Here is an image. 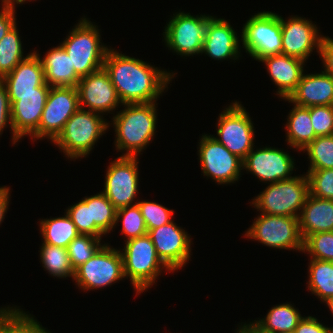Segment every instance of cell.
<instances>
[{
	"label": "cell",
	"mask_w": 333,
	"mask_h": 333,
	"mask_svg": "<svg viewBox=\"0 0 333 333\" xmlns=\"http://www.w3.org/2000/svg\"><path fill=\"white\" fill-rule=\"evenodd\" d=\"M144 218L147 230L155 229L172 221L174 211L151 201L137 202Z\"/></svg>",
	"instance_id": "ab89813d"
},
{
	"label": "cell",
	"mask_w": 333,
	"mask_h": 333,
	"mask_svg": "<svg viewBox=\"0 0 333 333\" xmlns=\"http://www.w3.org/2000/svg\"><path fill=\"white\" fill-rule=\"evenodd\" d=\"M27 1H30V0H27ZM26 0H2V7L4 8H10V9H14L15 10V7L14 6L15 4H23L25 2H27ZM32 1V0H31Z\"/></svg>",
	"instance_id": "7dc6e473"
},
{
	"label": "cell",
	"mask_w": 333,
	"mask_h": 333,
	"mask_svg": "<svg viewBox=\"0 0 333 333\" xmlns=\"http://www.w3.org/2000/svg\"><path fill=\"white\" fill-rule=\"evenodd\" d=\"M97 27L82 17L67 38L60 43L80 78L103 68L109 48L100 42L101 36Z\"/></svg>",
	"instance_id": "277c9868"
},
{
	"label": "cell",
	"mask_w": 333,
	"mask_h": 333,
	"mask_svg": "<svg viewBox=\"0 0 333 333\" xmlns=\"http://www.w3.org/2000/svg\"><path fill=\"white\" fill-rule=\"evenodd\" d=\"M39 225L42 242L52 246L67 248L68 244L80 234L67 213L63 217L42 219Z\"/></svg>",
	"instance_id": "83f0119b"
},
{
	"label": "cell",
	"mask_w": 333,
	"mask_h": 333,
	"mask_svg": "<svg viewBox=\"0 0 333 333\" xmlns=\"http://www.w3.org/2000/svg\"><path fill=\"white\" fill-rule=\"evenodd\" d=\"M245 236L275 249L303 251L299 219L296 217L260 213Z\"/></svg>",
	"instance_id": "ba28073f"
},
{
	"label": "cell",
	"mask_w": 333,
	"mask_h": 333,
	"mask_svg": "<svg viewBox=\"0 0 333 333\" xmlns=\"http://www.w3.org/2000/svg\"><path fill=\"white\" fill-rule=\"evenodd\" d=\"M14 9L1 7L0 10V41L16 24Z\"/></svg>",
	"instance_id": "f6af8a7d"
},
{
	"label": "cell",
	"mask_w": 333,
	"mask_h": 333,
	"mask_svg": "<svg viewBox=\"0 0 333 333\" xmlns=\"http://www.w3.org/2000/svg\"><path fill=\"white\" fill-rule=\"evenodd\" d=\"M40 259L43 267L51 276L74 279V269L71 266L67 248L42 243Z\"/></svg>",
	"instance_id": "4dcf8cb0"
},
{
	"label": "cell",
	"mask_w": 333,
	"mask_h": 333,
	"mask_svg": "<svg viewBox=\"0 0 333 333\" xmlns=\"http://www.w3.org/2000/svg\"><path fill=\"white\" fill-rule=\"evenodd\" d=\"M49 91L50 86L45 83L38 87V93L8 94L13 133L20 140L38 129Z\"/></svg>",
	"instance_id": "d6986e66"
},
{
	"label": "cell",
	"mask_w": 333,
	"mask_h": 333,
	"mask_svg": "<svg viewBox=\"0 0 333 333\" xmlns=\"http://www.w3.org/2000/svg\"><path fill=\"white\" fill-rule=\"evenodd\" d=\"M285 100L303 107L333 105V76L324 71L303 73L297 88Z\"/></svg>",
	"instance_id": "7402d4cb"
},
{
	"label": "cell",
	"mask_w": 333,
	"mask_h": 333,
	"mask_svg": "<svg viewBox=\"0 0 333 333\" xmlns=\"http://www.w3.org/2000/svg\"><path fill=\"white\" fill-rule=\"evenodd\" d=\"M217 127L218 137L214 138L242 160L255 146L253 122L239 102H232L219 114Z\"/></svg>",
	"instance_id": "9c48e42d"
},
{
	"label": "cell",
	"mask_w": 333,
	"mask_h": 333,
	"mask_svg": "<svg viewBox=\"0 0 333 333\" xmlns=\"http://www.w3.org/2000/svg\"><path fill=\"white\" fill-rule=\"evenodd\" d=\"M90 214L91 222H95L105 234L116 226V209L102 191L90 196Z\"/></svg>",
	"instance_id": "e575fe53"
},
{
	"label": "cell",
	"mask_w": 333,
	"mask_h": 333,
	"mask_svg": "<svg viewBox=\"0 0 333 333\" xmlns=\"http://www.w3.org/2000/svg\"><path fill=\"white\" fill-rule=\"evenodd\" d=\"M105 121L101 114L79 108L52 142L72 160L86 157L109 128Z\"/></svg>",
	"instance_id": "3957f363"
},
{
	"label": "cell",
	"mask_w": 333,
	"mask_h": 333,
	"mask_svg": "<svg viewBox=\"0 0 333 333\" xmlns=\"http://www.w3.org/2000/svg\"><path fill=\"white\" fill-rule=\"evenodd\" d=\"M238 38L227 20L212 16L207 23L202 53L215 60H237L240 55Z\"/></svg>",
	"instance_id": "ffe728a7"
},
{
	"label": "cell",
	"mask_w": 333,
	"mask_h": 333,
	"mask_svg": "<svg viewBox=\"0 0 333 333\" xmlns=\"http://www.w3.org/2000/svg\"><path fill=\"white\" fill-rule=\"evenodd\" d=\"M294 159L289 153L272 147L252 149L243 159V169L257 177L260 182H278L290 179L295 169Z\"/></svg>",
	"instance_id": "e0dca14e"
},
{
	"label": "cell",
	"mask_w": 333,
	"mask_h": 333,
	"mask_svg": "<svg viewBox=\"0 0 333 333\" xmlns=\"http://www.w3.org/2000/svg\"><path fill=\"white\" fill-rule=\"evenodd\" d=\"M241 326V327H240ZM239 326V329L236 330V333H254L247 325L245 324H241Z\"/></svg>",
	"instance_id": "c3c4849f"
},
{
	"label": "cell",
	"mask_w": 333,
	"mask_h": 333,
	"mask_svg": "<svg viewBox=\"0 0 333 333\" xmlns=\"http://www.w3.org/2000/svg\"><path fill=\"white\" fill-rule=\"evenodd\" d=\"M125 242L124 248L120 250L124 275L130 278L138 295L153 286L164 268L171 272L159 259L148 234Z\"/></svg>",
	"instance_id": "8992f818"
},
{
	"label": "cell",
	"mask_w": 333,
	"mask_h": 333,
	"mask_svg": "<svg viewBox=\"0 0 333 333\" xmlns=\"http://www.w3.org/2000/svg\"><path fill=\"white\" fill-rule=\"evenodd\" d=\"M298 219L303 241L314 233L333 231V200L309 194Z\"/></svg>",
	"instance_id": "cb8c5ba5"
},
{
	"label": "cell",
	"mask_w": 333,
	"mask_h": 333,
	"mask_svg": "<svg viewBox=\"0 0 333 333\" xmlns=\"http://www.w3.org/2000/svg\"><path fill=\"white\" fill-rule=\"evenodd\" d=\"M10 125L12 131L13 144L20 140L14 133L11 123V104L9 101L8 91L6 85L0 80V135L3 130Z\"/></svg>",
	"instance_id": "b9f144b4"
},
{
	"label": "cell",
	"mask_w": 333,
	"mask_h": 333,
	"mask_svg": "<svg viewBox=\"0 0 333 333\" xmlns=\"http://www.w3.org/2000/svg\"><path fill=\"white\" fill-rule=\"evenodd\" d=\"M122 220L121 234L126 240L135 239L148 233L144 218L138 204L116 210L115 224Z\"/></svg>",
	"instance_id": "d590c367"
},
{
	"label": "cell",
	"mask_w": 333,
	"mask_h": 333,
	"mask_svg": "<svg viewBox=\"0 0 333 333\" xmlns=\"http://www.w3.org/2000/svg\"><path fill=\"white\" fill-rule=\"evenodd\" d=\"M321 60L323 62L324 72L333 76V39L323 36L320 52Z\"/></svg>",
	"instance_id": "ee69618b"
},
{
	"label": "cell",
	"mask_w": 333,
	"mask_h": 333,
	"mask_svg": "<svg viewBox=\"0 0 333 333\" xmlns=\"http://www.w3.org/2000/svg\"><path fill=\"white\" fill-rule=\"evenodd\" d=\"M310 118L316 137L333 135V105L310 107Z\"/></svg>",
	"instance_id": "60d3db41"
},
{
	"label": "cell",
	"mask_w": 333,
	"mask_h": 333,
	"mask_svg": "<svg viewBox=\"0 0 333 333\" xmlns=\"http://www.w3.org/2000/svg\"><path fill=\"white\" fill-rule=\"evenodd\" d=\"M301 151L309 156V170L333 168V135L316 137Z\"/></svg>",
	"instance_id": "d6a6232c"
},
{
	"label": "cell",
	"mask_w": 333,
	"mask_h": 333,
	"mask_svg": "<svg viewBox=\"0 0 333 333\" xmlns=\"http://www.w3.org/2000/svg\"><path fill=\"white\" fill-rule=\"evenodd\" d=\"M307 171L309 194L318 198L333 200V168Z\"/></svg>",
	"instance_id": "f35d334b"
},
{
	"label": "cell",
	"mask_w": 333,
	"mask_h": 333,
	"mask_svg": "<svg viewBox=\"0 0 333 333\" xmlns=\"http://www.w3.org/2000/svg\"><path fill=\"white\" fill-rule=\"evenodd\" d=\"M199 141L198 155L205 176L224 185L240 179L243 170L241 158L231 153L213 135H202Z\"/></svg>",
	"instance_id": "5bb4252c"
},
{
	"label": "cell",
	"mask_w": 333,
	"mask_h": 333,
	"mask_svg": "<svg viewBox=\"0 0 333 333\" xmlns=\"http://www.w3.org/2000/svg\"><path fill=\"white\" fill-rule=\"evenodd\" d=\"M318 31V27L305 17L290 16L287 21L281 17L282 54L306 62L315 48L320 52L323 35Z\"/></svg>",
	"instance_id": "ac0fdd59"
},
{
	"label": "cell",
	"mask_w": 333,
	"mask_h": 333,
	"mask_svg": "<svg viewBox=\"0 0 333 333\" xmlns=\"http://www.w3.org/2000/svg\"><path fill=\"white\" fill-rule=\"evenodd\" d=\"M19 36L15 25L0 41V80L26 58Z\"/></svg>",
	"instance_id": "1f68e13d"
},
{
	"label": "cell",
	"mask_w": 333,
	"mask_h": 333,
	"mask_svg": "<svg viewBox=\"0 0 333 333\" xmlns=\"http://www.w3.org/2000/svg\"><path fill=\"white\" fill-rule=\"evenodd\" d=\"M50 331L20 308H0V333H49Z\"/></svg>",
	"instance_id": "f1b7e54d"
},
{
	"label": "cell",
	"mask_w": 333,
	"mask_h": 333,
	"mask_svg": "<svg viewBox=\"0 0 333 333\" xmlns=\"http://www.w3.org/2000/svg\"><path fill=\"white\" fill-rule=\"evenodd\" d=\"M147 234L155 246L159 259L170 271L175 272L187 264L191 257V238L174 221L151 229Z\"/></svg>",
	"instance_id": "9a60e30c"
},
{
	"label": "cell",
	"mask_w": 333,
	"mask_h": 333,
	"mask_svg": "<svg viewBox=\"0 0 333 333\" xmlns=\"http://www.w3.org/2000/svg\"><path fill=\"white\" fill-rule=\"evenodd\" d=\"M101 237L79 234L67 247L69 260L74 271L87 262L104 244Z\"/></svg>",
	"instance_id": "836d02e7"
},
{
	"label": "cell",
	"mask_w": 333,
	"mask_h": 333,
	"mask_svg": "<svg viewBox=\"0 0 333 333\" xmlns=\"http://www.w3.org/2000/svg\"><path fill=\"white\" fill-rule=\"evenodd\" d=\"M303 319L299 310L292 304L283 303L270 309L265 318L246 324L254 333L295 331Z\"/></svg>",
	"instance_id": "484cf974"
},
{
	"label": "cell",
	"mask_w": 333,
	"mask_h": 333,
	"mask_svg": "<svg viewBox=\"0 0 333 333\" xmlns=\"http://www.w3.org/2000/svg\"><path fill=\"white\" fill-rule=\"evenodd\" d=\"M328 308L331 310V313L333 314V297L328 298L326 301H324Z\"/></svg>",
	"instance_id": "681fc988"
},
{
	"label": "cell",
	"mask_w": 333,
	"mask_h": 333,
	"mask_svg": "<svg viewBox=\"0 0 333 333\" xmlns=\"http://www.w3.org/2000/svg\"><path fill=\"white\" fill-rule=\"evenodd\" d=\"M271 333H295L294 331H288V332H271Z\"/></svg>",
	"instance_id": "f907efd6"
},
{
	"label": "cell",
	"mask_w": 333,
	"mask_h": 333,
	"mask_svg": "<svg viewBox=\"0 0 333 333\" xmlns=\"http://www.w3.org/2000/svg\"><path fill=\"white\" fill-rule=\"evenodd\" d=\"M10 187H0V224L5 218V213L7 212V209H9V202H10V193H9Z\"/></svg>",
	"instance_id": "bcb514c9"
},
{
	"label": "cell",
	"mask_w": 333,
	"mask_h": 333,
	"mask_svg": "<svg viewBox=\"0 0 333 333\" xmlns=\"http://www.w3.org/2000/svg\"><path fill=\"white\" fill-rule=\"evenodd\" d=\"M138 164L137 157L120 156L108 166L102 193L116 210L138 202L134 201L139 188Z\"/></svg>",
	"instance_id": "4fadbf2b"
},
{
	"label": "cell",
	"mask_w": 333,
	"mask_h": 333,
	"mask_svg": "<svg viewBox=\"0 0 333 333\" xmlns=\"http://www.w3.org/2000/svg\"><path fill=\"white\" fill-rule=\"evenodd\" d=\"M1 81L6 85L8 94L38 93V87L46 83L40 54L37 51L28 54Z\"/></svg>",
	"instance_id": "603a6c76"
},
{
	"label": "cell",
	"mask_w": 333,
	"mask_h": 333,
	"mask_svg": "<svg viewBox=\"0 0 333 333\" xmlns=\"http://www.w3.org/2000/svg\"><path fill=\"white\" fill-rule=\"evenodd\" d=\"M240 40L246 53L257 61L282 54L281 16L271 11L252 15L243 25Z\"/></svg>",
	"instance_id": "52a82bcc"
},
{
	"label": "cell",
	"mask_w": 333,
	"mask_h": 333,
	"mask_svg": "<svg viewBox=\"0 0 333 333\" xmlns=\"http://www.w3.org/2000/svg\"><path fill=\"white\" fill-rule=\"evenodd\" d=\"M295 333H332V328L324 326L318 322L316 317L307 316L299 322L295 328Z\"/></svg>",
	"instance_id": "7bdbcfd3"
},
{
	"label": "cell",
	"mask_w": 333,
	"mask_h": 333,
	"mask_svg": "<svg viewBox=\"0 0 333 333\" xmlns=\"http://www.w3.org/2000/svg\"><path fill=\"white\" fill-rule=\"evenodd\" d=\"M124 267L120 250L104 244L87 262L79 266L74 280L82 290H93L110 286L123 280Z\"/></svg>",
	"instance_id": "30bf717a"
},
{
	"label": "cell",
	"mask_w": 333,
	"mask_h": 333,
	"mask_svg": "<svg viewBox=\"0 0 333 333\" xmlns=\"http://www.w3.org/2000/svg\"><path fill=\"white\" fill-rule=\"evenodd\" d=\"M260 61L266 65L271 80L278 87L276 94L281 99L289 98L301 80L305 61L285 54L266 56Z\"/></svg>",
	"instance_id": "44dd1931"
},
{
	"label": "cell",
	"mask_w": 333,
	"mask_h": 333,
	"mask_svg": "<svg viewBox=\"0 0 333 333\" xmlns=\"http://www.w3.org/2000/svg\"><path fill=\"white\" fill-rule=\"evenodd\" d=\"M308 195L309 183L305 174L268 183L251 203L262 214L299 218Z\"/></svg>",
	"instance_id": "5b68a950"
},
{
	"label": "cell",
	"mask_w": 333,
	"mask_h": 333,
	"mask_svg": "<svg viewBox=\"0 0 333 333\" xmlns=\"http://www.w3.org/2000/svg\"><path fill=\"white\" fill-rule=\"evenodd\" d=\"M308 289L321 301L333 297V262L310 259Z\"/></svg>",
	"instance_id": "f546056e"
},
{
	"label": "cell",
	"mask_w": 333,
	"mask_h": 333,
	"mask_svg": "<svg viewBox=\"0 0 333 333\" xmlns=\"http://www.w3.org/2000/svg\"><path fill=\"white\" fill-rule=\"evenodd\" d=\"M114 50L108 49L103 67L122 105L156 102L175 74Z\"/></svg>",
	"instance_id": "6da1fadb"
},
{
	"label": "cell",
	"mask_w": 333,
	"mask_h": 333,
	"mask_svg": "<svg viewBox=\"0 0 333 333\" xmlns=\"http://www.w3.org/2000/svg\"><path fill=\"white\" fill-rule=\"evenodd\" d=\"M311 259L333 262V231L309 235L303 241V251Z\"/></svg>",
	"instance_id": "74e56055"
},
{
	"label": "cell",
	"mask_w": 333,
	"mask_h": 333,
	"mask_svg": "<svg viewBox=\"0 0 333 333\" xmlns=\"http://www.w3.org/2000/svg\"><path fill=\"white\" fill-rule=\"evenodd\" d=\"M65 213L71 218L80 234L92 235L95 237H102L103 234L105 235L95 222H91L90 197H85L77 204L67 208Z\"/></svg>",
	"instance_id": "8d00e7d4"
},
{
	"label": "cell",
	"mask_w": 333,
	"mask_h": 333,
	"mask_svg": "<svg viewBox=\"0 0 333 333\" xmlns=\"http://www.w3.org/2000/svg\"><path fill=\"white\" fill-rule=\"evenodd\" d=\"M79 108L77 87H50L39 127L31 138L39 140L46 137L52 142Z\"/></svg>",
	"instance_id": "7c38bea8"
},
{
	"label": "cell",
	"mask_w": 333,
	"mask_h": 333,
	"mask_svg": "<svg viewBox=\"0 0 333 333\" xmlns=\"http://www.w3.org/2000/svg\"><path fill=\"white\" fill-rule=\"evenodd\" d=\"M175 14L171 16L163 32L166 46L177 55H202L207 23L212 16H192L183 11Z\"/></svg>",
	"instance_id": "8fae6325"
},
{
	"label": "cell",
	"mask_w": 333,
	"mask_h": 333,
	"mask_svg": "<svg viewBox=\"0 0 333 333\" xmlns=\"http://www.w3.org/2000/svg\"><path fill=\"white\" fill-rule=\"evenodd\" d=\"M286 123V141L290 147L302 150L315 138L310 118V107L294 104Z\"/></svg>",
	"instance_id": "4316f807"
},
{
	"label": "cell",
	"mask_w": 333,
	"mask_h": 333,
	"mask_svg": "<svg viewBox=\"0 0 333 333\" xmlns=\"http://www.w3.org/2000/svg\"><path fill=\"white\" fill-rule=\"evenodd\" d=\"M46 53L43 59L40 57L45 82L50 87H77L80 77L63 47L59 45Z\"/></svg>",
	"instance_id": "d4e9b609"
},
{
	"label": "cell",
	"mask_w": 333,
	"mask_h": 333,
	"mask_svg": "<svg viewBox=\"0 0 333 333\" xmlns=\"http://www.w3.org/2000/svg\"><path fill=\"white\" fill-rule=\"evenodd\" d=\"M155 103L124 104L125 109L113 116L116 150L126 151L121 156L137 157L154 138L157 124Z\"/></svg>",
	"instance_id": "7a4b0ae2"
},
{
	"label": "cell",
	"mask_w": 333,
	"mask_h": 333,
	"mask_svg": "<svg viewBox=\"0 0 333 333\" xmlns=\"http://www.w3.org/2000/svg\"><path fill=\"white\" fill-rule=\"evenodd\" d=\"M77 90L81 109L87 107L86 110L104 115L122 104L104 67L80 78Z\"/></svg>",
	"instance_id": "2e32d148"
}]
</instances>
